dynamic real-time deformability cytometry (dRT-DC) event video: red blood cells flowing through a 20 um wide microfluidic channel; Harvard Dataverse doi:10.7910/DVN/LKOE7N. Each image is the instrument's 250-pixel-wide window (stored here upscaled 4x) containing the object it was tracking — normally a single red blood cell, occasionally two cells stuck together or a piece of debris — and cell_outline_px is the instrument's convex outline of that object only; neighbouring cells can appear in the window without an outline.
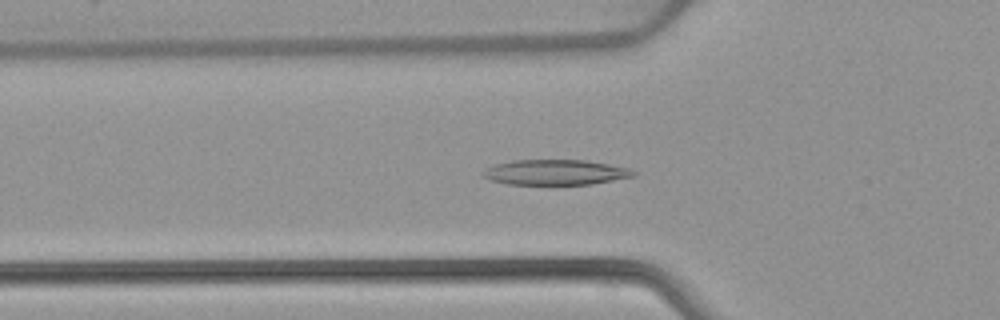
{"species": "common noctule bat (a hibernating species)", "species_latin": "Nyctalus noctula", "temperature_condition": "warm", "stored_images_in_passage": 53, "camera_frame_rate_fps": 3000, "um_per_image_px": 0.085, "animal": {"sex": "female", "body_mass_g": 22.7, "forearm_length_mm": 54.2}, "frame": {"image": 1, "passage_image": 18, "time_ms": 5.667, "image_size_px": [1000, 320], "cell_outline_px": [[636, 176], [592, 184], [508, 184], [492, 180], [484, 176], [480, 172], [496, 164], [512, 160], [588, 160], [632, 168], [636, 172]], "centroid_in_image_um": [47.28, 14.64], "position_along_channel_um": 78.5, "area_um2": 22.2}}
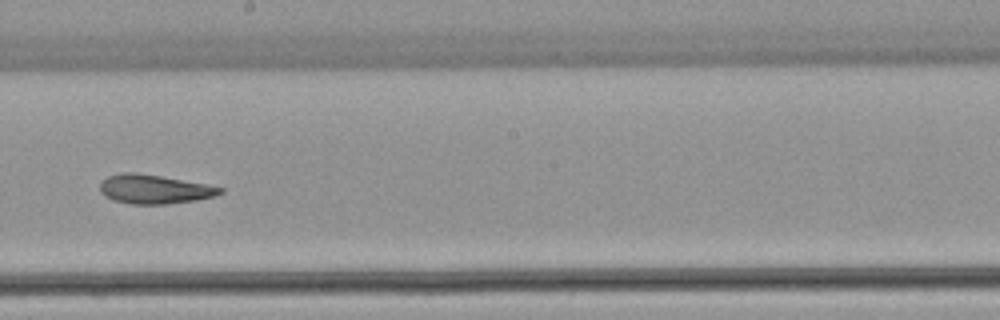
{"frame": {"image": 2, "passage_image": 30, "time_ms": 9.667, "image_size_px": [1000, 320], "cell_outline_px": [[224, 192], [216, 196], [196, 200], [168, 204], [132, 204], [112, 200], [104, 196], [100, 192], [100, 180], [108, 176], [120, 172], [136, 172], [208, 184], [224, 188]], "centroid_in_image_um": [13.1, 16.08], "position_along_channel_um": 235.1, "area_um2": 20.63}}
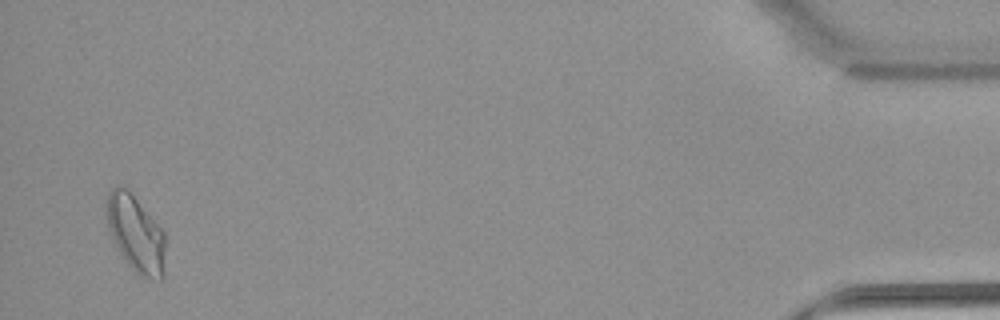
{"frame": {"image": 3, "passage_image": 51, "time_ms": 16.667, "image_size_px": [1000, 320], "cell_outline_px": [[164, 276], [160, 280], [152, 280], [140, 276], [128, 264], [120, 252], [108, 228], [108, 192], [116, 184], [120, 184], [128, 188], [164, 232]], "centroid_in_image_um": [11.56, 19.86], "position_along_channel_um": 423.6, "area_um2": 25.89}, "authors_computed_cell_mechanics": {"area_um2": 22.0218, "velocity_mm_per_s": 3.9027, "shape_relaxation_time_tau1_ms": 10.0686, "shape_relaxation_time_tau2_ms": 3.6819, "deformation_change_tau1": 0.2511, "deformation_change_tau2": 0.1151}}